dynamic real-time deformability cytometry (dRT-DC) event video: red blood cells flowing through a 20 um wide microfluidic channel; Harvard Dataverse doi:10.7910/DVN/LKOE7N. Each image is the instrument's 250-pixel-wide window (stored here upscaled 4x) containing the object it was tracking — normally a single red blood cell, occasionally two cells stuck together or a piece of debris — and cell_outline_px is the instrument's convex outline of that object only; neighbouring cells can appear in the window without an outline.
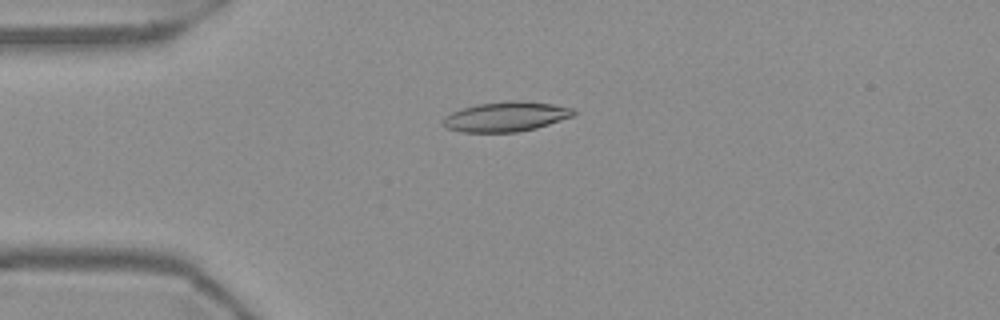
{"species": "Egyptian fruit bat (a non-hibernating species)", "species_latin": "Rousettus aegyptiacus", "temperature_condition": "warm", "stored_images_in_passage": 54, "camera_frame_rate_fps": 3000, "um_per_image_px": 0.085, "frame": {"image": 1, "passage_image": 13, "time_ms": 4.0, "image_size_px": [1000, 320], "cell_outline_px": [[576, 116], [536, 128], [516, 132], [464, 132], [448, 128], [444, 124], [444, 116], [460, 108], [476, 104], [508, 100], [520, 100], [552, 104], [572, 108], [576, 112]], "centroid_in_image_um": [43.04, 9.9], "position_along_channel_um": 42.0, "area_um2": 22.77}}
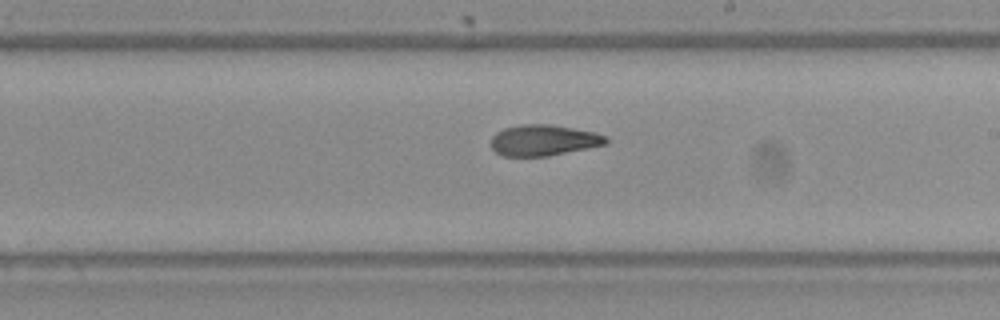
{"frame": {"image": 2, "passage_image": 31, "time_ms": 10.0, "image_size_px": [1000, 320], "cell_outline_px": [[608, 144], [548, 156], [504, 156], [496, 152], [492, 148], [492, 136], [496, 132], [504, 128], [520, 124], [548, 124], [596, 132], [608, 136]], "centroid_in_image_um": [46.23, 11.92], "position_along_channel_um": 242.8, "area_um2": 20.81}}
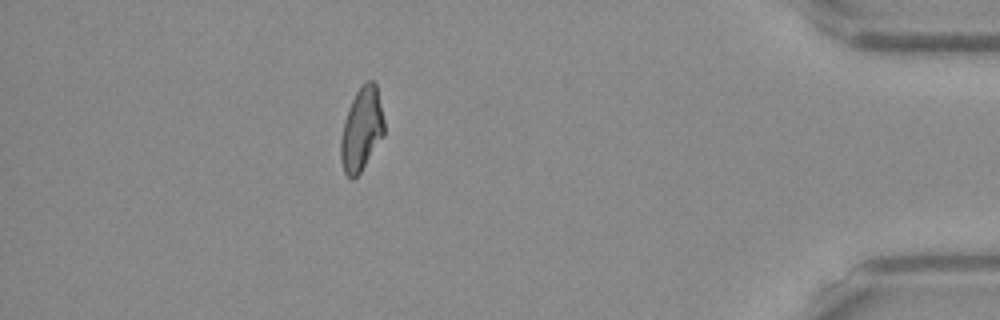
{"frame": {"image": 3, "passage_image": 48, "time_ms": 15.667, "image_size_px": [1000, 320], "cell_outline_px": [[384, 136], [360, 172], [352, 180], [344, 172], [340, 160], [340, 140], [344, 120], [348, 108], [356, 92], [368, 80], [372, 80], [376, 84], [384, 120]], "centroid_in_image_um": [30.72, 11.01], "position_along_channel_um": 404.5, "area_um2": 20.98}, "authors_computed_cell_mechanics": {"area_um2": 21.5594, "velocity_mm_per_s": 3.7136, "shape_relaxation_time_tau1_ms": 9.6335, "shape_relaxation_time_tau2_ms": 3.8926, "deformation_change_tau1": 0.2351, "deformation_change_tau2": 0.1058}}